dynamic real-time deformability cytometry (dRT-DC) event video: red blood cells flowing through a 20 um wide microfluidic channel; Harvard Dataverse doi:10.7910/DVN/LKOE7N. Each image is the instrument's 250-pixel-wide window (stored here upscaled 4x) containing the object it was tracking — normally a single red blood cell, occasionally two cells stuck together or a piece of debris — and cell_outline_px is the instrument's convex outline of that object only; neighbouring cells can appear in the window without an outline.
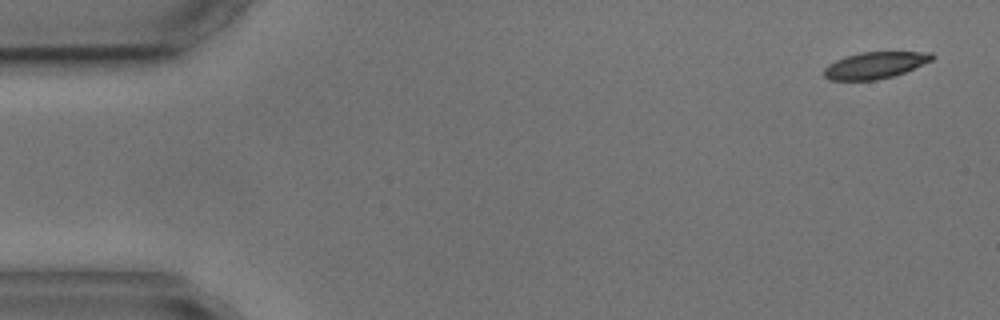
{"species": "common noctule bat (a hibernating species)", "species_latin": "Nyctalus noctula", "temperature_condition": "cold", "stored_images_in_passage": 8, "camera_frame_rate_fps": 3000, "um_per_image_px": 0.085, "animal": {"sex": "male", "body_mass_g": 17.9, "forearm_length_mm": 54.2}, "frame": {"image": 1, "passage_image": 1, "time_ms": 0.0, "image_size_px": [1000, 320], "cell_outline_px": [[936, 56], [932, 60], [904, 72], [892, 76], [876, 80], [828, 80], [824, 76], [824, 68], [828, 64], [836, 60], [860, 52], [932, 52]], "centroid_in_image_um": [74.37, 5.54], "position_along_channel_um": 10.6, "area_um2": 16.65}}
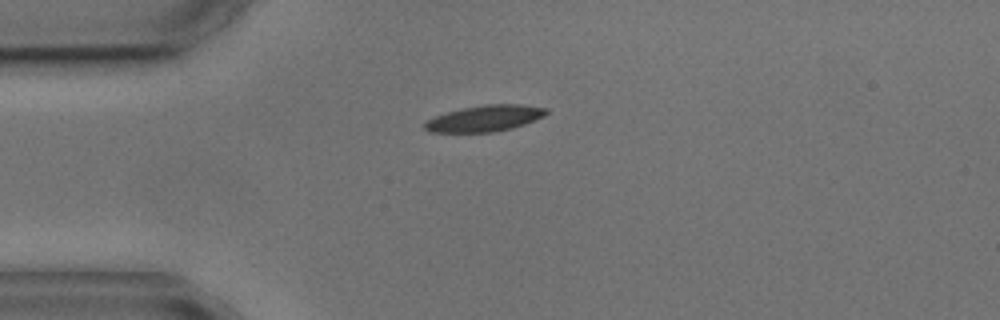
{"frame": {"image": 2, "passage_image": 4, "time_ms": 3.667, "image_size_px": [1000, 320], "cell_outline_px": [[548, 112], [544, 116], [524, 124], [512, 128], [492, 132], [428, 132], [424, 128], [424, 124], [428, 120], [436, 116], [448, 112], [464, 108], [484, 104], [520, 104], [548, 108]], "centroid_in_image_um": [41.23, 10.06], "position_along_channel_um": 43.8, "area_um2": 18.38}}